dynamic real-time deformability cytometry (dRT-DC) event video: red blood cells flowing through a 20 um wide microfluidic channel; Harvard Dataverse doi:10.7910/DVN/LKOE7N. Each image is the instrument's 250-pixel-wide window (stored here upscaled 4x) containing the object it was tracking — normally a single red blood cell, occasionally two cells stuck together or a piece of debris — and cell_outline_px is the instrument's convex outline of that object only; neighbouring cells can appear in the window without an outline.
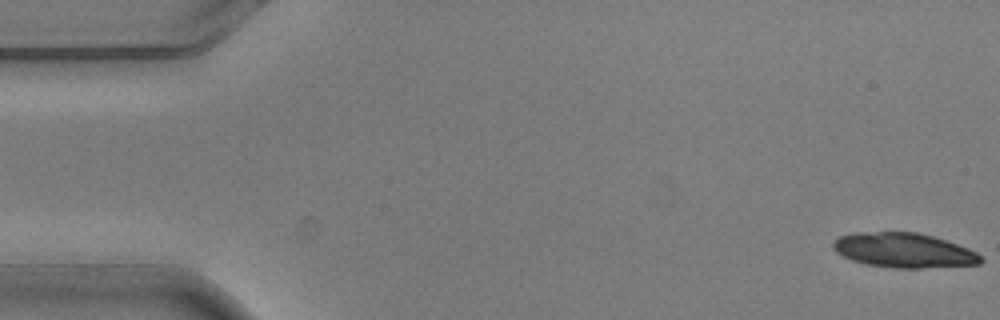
{"species": "common noctule bat (a hibernating species)", "species_latin": "Nyctalus noctula", "temperature_condition": "warm", "stored_images_in_passage": 5, "camera_frame_rate_fps": 3000, "um_per_image_px": 0.085, "animal": {"sex": "male", "body_mass_g": 20.5, "forearm_length_mm": 52.5}, "frame": {"image": 1, "passage_image": 1, "time_ms": 0.0, "image_size_px": [1000, 320], "cell_outline_px": [[984, 260], [980, 264], [920, 268], [896, 268], [868, 264], [852, 260], [836, 252], [832, 248], [832, 240], [840, 236], [856, 232], [916, 232], [932, 236], [968, 248], [984, 256]], "centroid_in_image_um": [76.82, 21.27], "position_along_channel_um": 8.2, "area_um2": 29.77}}